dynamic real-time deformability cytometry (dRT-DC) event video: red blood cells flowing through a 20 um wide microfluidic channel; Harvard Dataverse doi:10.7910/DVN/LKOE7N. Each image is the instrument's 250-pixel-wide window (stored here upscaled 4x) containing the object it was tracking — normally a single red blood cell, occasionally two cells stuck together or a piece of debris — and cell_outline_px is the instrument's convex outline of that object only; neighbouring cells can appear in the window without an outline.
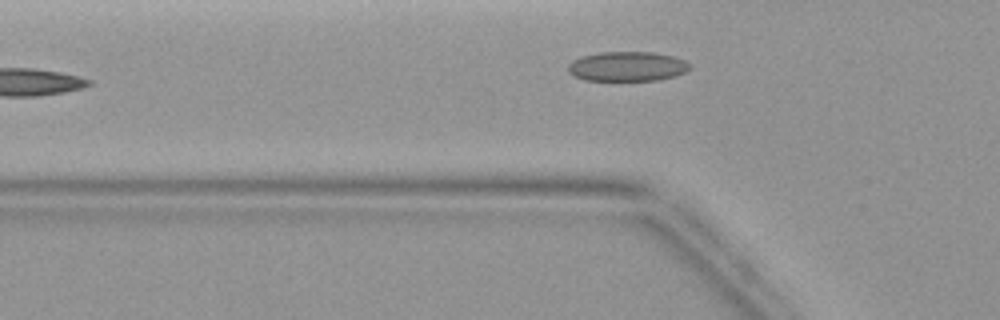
{"species": "common noctule bat (a hibernating species)", "species_latin": "Nyctalus noctula", "temperature_condition": "warm", "stored_images_in_passage": 4, "camera_frame_rate_fps": 3000, "um_per_image_px": 0.085, "animal": {"sex": "female", "body_mass_g": 19.9}, "frame": {"image": 1, "passage_image": 4, "time_ms": 3.667, "image_size_px": [1000, 320], "cell_outline_px": [[692, 68], [684, 72], [672, 76], [656, 80], [584, 80], [568, 72], [568, 64], [572, 60], [580, 56], [600, 52], [652, 52], [672, 56], [684, 60], [692, 64]], "centroid_in_image_um": [53.3, 5.63], "position_along_channel_um": 72.5, "area_um2": 20.98}}